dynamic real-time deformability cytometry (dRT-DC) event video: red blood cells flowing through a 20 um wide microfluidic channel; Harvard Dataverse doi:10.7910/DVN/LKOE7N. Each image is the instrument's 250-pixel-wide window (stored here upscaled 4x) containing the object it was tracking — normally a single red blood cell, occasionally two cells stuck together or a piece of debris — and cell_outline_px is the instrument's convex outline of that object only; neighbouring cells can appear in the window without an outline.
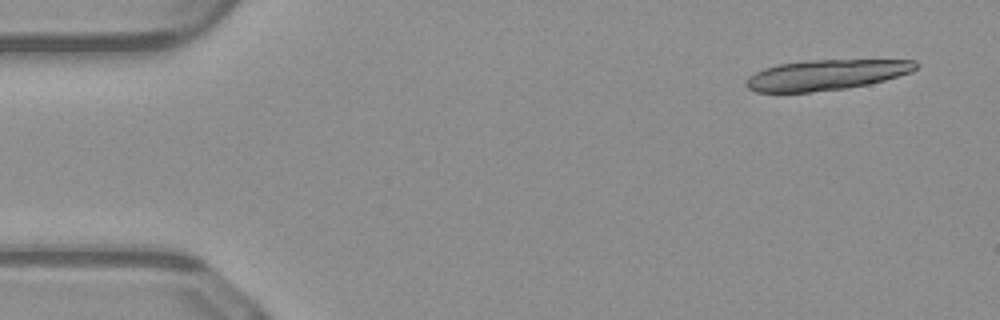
{"species": "common noctule bat (a hibernating species)", "species_latin": "Nyctalus noctula", "temperature_condition": "warm", "stored_images_in_passage": 17, "camera_frame_rate_fps": 3000, "um_per_image_px": 0.085, "animal": {"sex": "male", "body_mass_g": 23.1, "forearm_length_mm": 52.7}, "frame": {"image": 1, "passage_image": 3, "time_ms": 0.667, "image_size_px": [1000, 320], "cell_outline_px": [[920, 64], [912, 72], [884, 80], [868, 84], [844, 88], [812, 92], [756, 92], [748, 88], [744, 84], [748, 76], [764, 68], [776, 64], [804, 60], [916, 60]], "centroid_in_image_um": [70.2, 6.36], "position_along_channel_um": 14.8, "area_um2": 30.17}}